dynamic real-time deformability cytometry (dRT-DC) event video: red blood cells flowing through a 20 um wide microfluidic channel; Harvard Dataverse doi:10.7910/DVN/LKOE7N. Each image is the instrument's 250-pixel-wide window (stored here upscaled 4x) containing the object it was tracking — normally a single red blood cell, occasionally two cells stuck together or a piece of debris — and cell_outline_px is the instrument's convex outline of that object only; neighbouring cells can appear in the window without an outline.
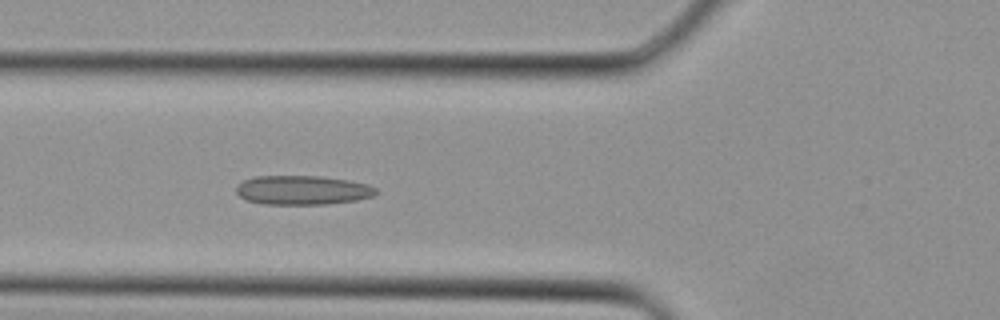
{"species": "Egyptian fruit bat (a non-hibernating species)", "species_latin": "Rousettus aegyptiacus", "temperature_condition": "cold", "stored_images_in_passage": 13, "camera_frame_rate_fps": 3000, "um_per_image_px": 0.085, "animal": {"sex": "female"}, "frame": {"image": 1, "passage_image": 13, "time_ms": 4.0, "image_size_px": [1000, 320], "cell_outline_px": [[380, 192], [372, 196], [356, 200], [328, 204], [264, 204], [248, 200], [240, 196], [236, 192], [236, 184], [244, 180], [256, 176], [320, 176], [348, 180], [368, 184], [376, 188]], "centroid_in_image_um": [25.73, 16.15], "position_along_channel_um": 100.1, "area_um2": 23.81}}